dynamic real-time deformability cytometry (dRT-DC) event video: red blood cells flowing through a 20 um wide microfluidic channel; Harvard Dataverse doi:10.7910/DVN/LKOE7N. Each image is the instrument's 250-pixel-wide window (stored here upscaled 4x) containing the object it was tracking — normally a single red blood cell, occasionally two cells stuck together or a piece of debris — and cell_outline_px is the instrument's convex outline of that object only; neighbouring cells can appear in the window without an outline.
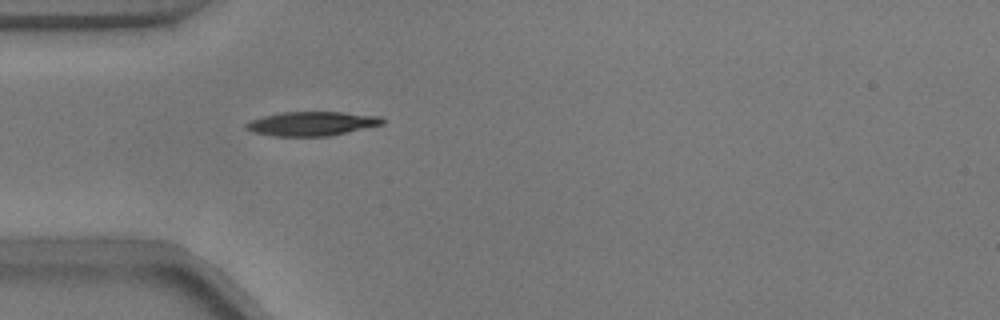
{"species": "common noctule bat (a hibernating species)", "species_latin": "Nyctalus noctula", "temperature_condition": "warm", "stored_images_in_passage": 40, "camera_frame_rate_fps": 3000, "um_per_image_px": 0.085, "animal": {"sex": "male", "body_mass_g": 17.9}, "frame": {"image": 1, "passage_image": 2, "time_ms": 0.333, "image_size_px": [1000, 320], "cell_outline_px": [[384, 124], [328, 136], [272, 136], [252, 132], [244, 128], [244, 124], [252, 120], [264, 116], [280, 112], [344, 112], [380, 116], [384, 120]], "centroid_in_image_um": [26.48, 10.51], "position_along_channel_um": 58.5, "area_um2": 19.19}}
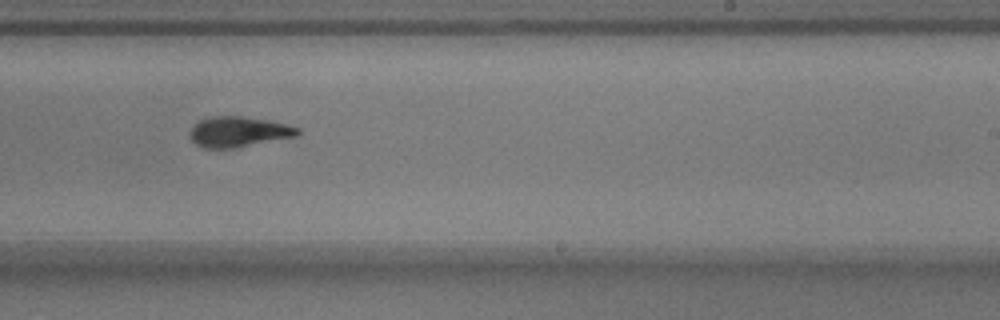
{"frame": {"image": 2, "passage_image": 19, "time_ms": 6.0, "image_size_px": [1000, 320], "cell_outline_px": [[300, 132], [296, 136], [232, 148], [204, 148], [196, 144], [192, 140], [192, 128], [200, 120], [212, 116], [240, 116], [268, 120], [300, 128]], "centroid_in_image_um": [20.29, 11.2], "position_along_channel_um": 268.7, "area_um2": 18.61}}
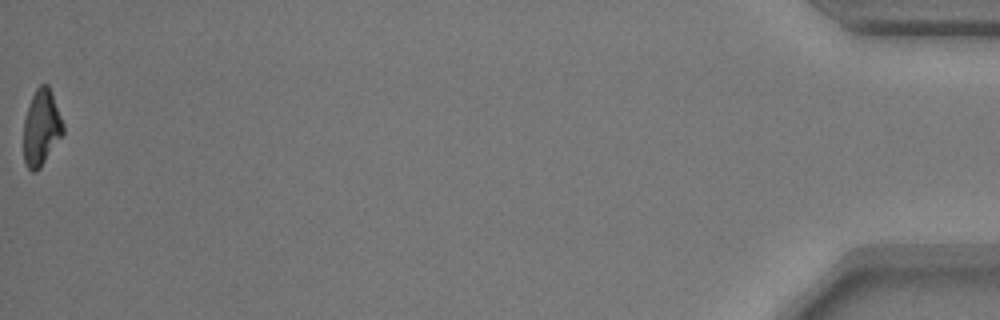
{"frame": {"image": 3, "passage_image": 40, "time_ms": 13.0, "image_size_px": [1000, 320], "cell_outline_px": [[64, 132], [40, 168], [36, 172], [32, 172], [24, 164], [24, 120], [32, 96], [36, 88], [40, 84], [48, 84], [52, 92], [64, 124]], "centroid_in_image_um": [3.52, 10.85], "position_along_channel_um": 431.7, "area_um2": 17.46}, "authors_computed_cell_mechanics": {"area_um2": 18.8717, "velocity_mm_per_s": 3.7483, "shape_relaxation_time_tau1_ms": 3.6433, "shape_relaxation_time_tau2_ms": 2.1581, "deformation_change_tau1": 0.1605, "deformation_change_tau2": 0.0961}}